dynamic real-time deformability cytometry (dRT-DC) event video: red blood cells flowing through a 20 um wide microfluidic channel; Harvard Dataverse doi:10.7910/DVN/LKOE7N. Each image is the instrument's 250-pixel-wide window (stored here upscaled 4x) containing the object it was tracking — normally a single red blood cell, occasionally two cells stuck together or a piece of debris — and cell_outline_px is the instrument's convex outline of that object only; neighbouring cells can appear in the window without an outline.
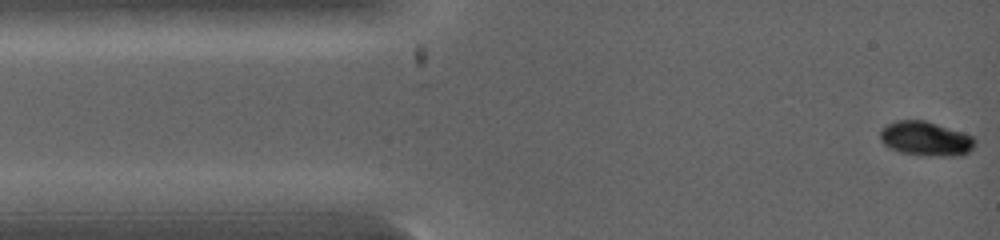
{"species": "common noctule bat (a hibernating species)", "species_latin": "Nyctalus noctula", "temperature_condition": "warm", "stored_images_in_passage": 13, "camera_frame_rate_fps": 5000, "um_per_image_px": 0.085, "animal": {"sex": "female", "body_mass_g": 19.0, "forearm_length_mm": 53.3}, "frame": {"image": 1, "passage_image": 1, "time_ms": 0.0, "image_size_px": [1000, 240], "cell_outline_px": [[976, 144], [968, 152], [960, 156], [936, 156], [900, 152], [884, 144], [880, 140], [880, 128], [896, 120], [924, 120], [964, 132], [972, 136], [976, 140]], "centroid_in_image_um": [78.7, 11.78], "position_along_channel_um": 6.3, "area_um2": 19.02}}
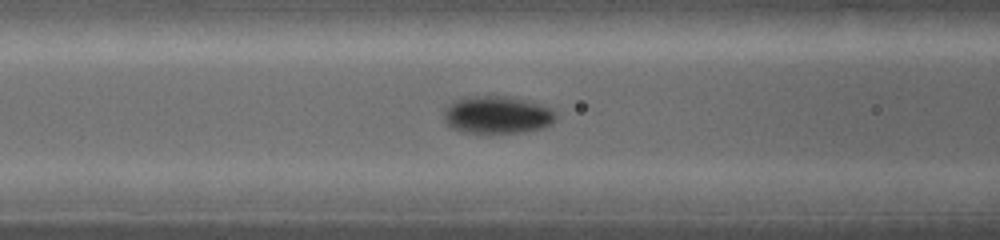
{"frame": {"image": 2, "passage_image": 9, "time_ms": 3.2, "image_size_px": [1000, 240], "cell_outline_px": [[556, 120], [552, 124], [540, 128], [524, 132], [468, 132], [452, 128], [444, 120], [444, 108], [452, 100], [460, 96], [492, 92], [512, 96], [540, 104], [552, 108], [556, 112]], "centroid_in_image_um": [42.23, 9.68], "position_along_channel_um": 124.4, "area_um2": 25.49}}
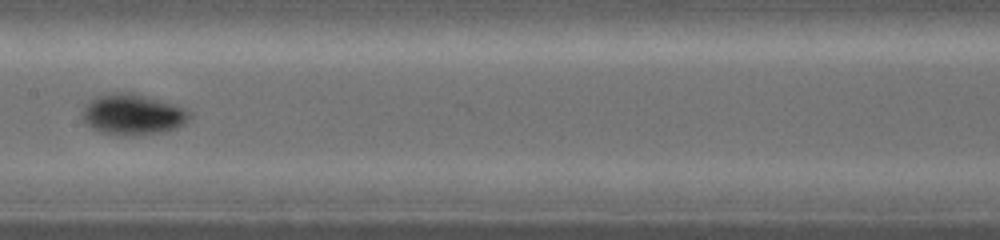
{"frame": {"image": 3, "passage_image": 12, "time_ms": 4.4, "image_size_px": [1000, 240], "cell_outline_px": [[192, 116], [184, 124], [172, 128], [156, 132], [104, 132], [88, 124], [84, 120], [84, 108], [96, 96], [112, 92], [136, 92], [184, 108], [192, 112]], "centroid_in_image_um": [11.34, 9.64], "position_along_channel_um": 196.1, "area_um2": 24.1}}